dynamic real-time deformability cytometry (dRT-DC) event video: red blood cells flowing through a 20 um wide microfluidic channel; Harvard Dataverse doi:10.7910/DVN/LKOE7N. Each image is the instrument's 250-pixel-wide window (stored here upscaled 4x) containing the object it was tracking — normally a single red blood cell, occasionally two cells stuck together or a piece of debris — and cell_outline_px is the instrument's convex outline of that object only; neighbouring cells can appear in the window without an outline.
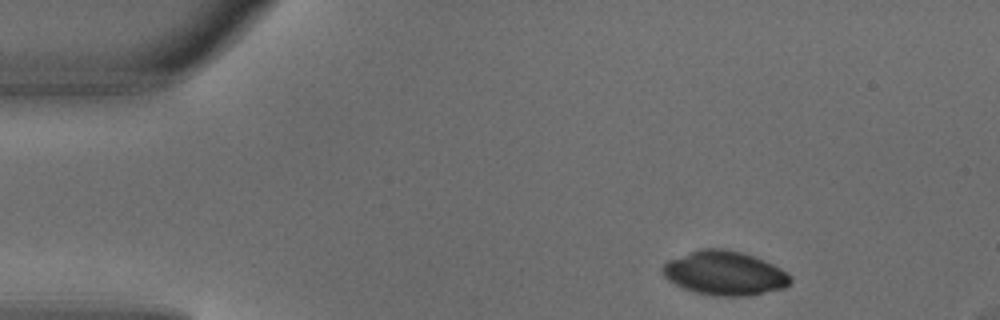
{"species": "common noctule bat (a hibernating species)", "species_latin": "Nyctalus noctula", "temperature_condition": "warm", "stored_images_in_passage": 6, "camera_frame_rate_fps": 3000, "um_per_image_px": 0.085, "animal": {"sex": "male", "body_mass_g": 18.8}, "frame": {"image": 1, "passage_image": 1, "time_ms": 0.0, "image_size_px": [1000, 320], "cell_outline_px": [[792, 280], [784, 288], [748, 296], [720, 296], [696, 292], [684, 288], [668, 280], [664, 276], [660, 268], [668, 260], [700, 248], [724, 248], [740, 252], [764, 260], [788, 272], [792, 276]], "centroid_in_image_um": [61.6, 23.21], "position_along_channel_um": 23.4, "area_um2": 32.77}}